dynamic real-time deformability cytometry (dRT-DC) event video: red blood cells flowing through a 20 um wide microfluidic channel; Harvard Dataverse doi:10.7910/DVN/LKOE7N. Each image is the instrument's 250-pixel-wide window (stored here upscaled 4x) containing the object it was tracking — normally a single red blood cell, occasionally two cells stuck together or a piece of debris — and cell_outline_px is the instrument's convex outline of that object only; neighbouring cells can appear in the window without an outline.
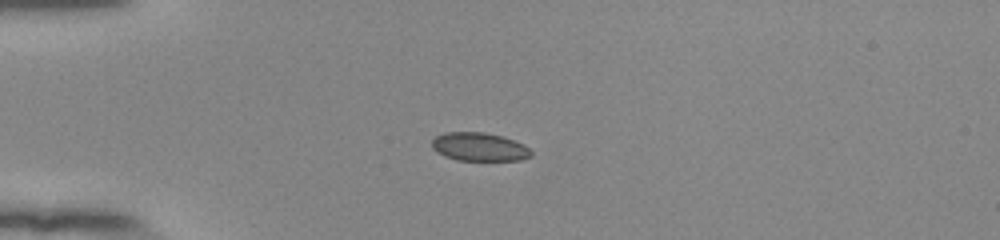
{"species": "human", "species_latin": "Homo sapiens", "temperature_condition": "room temperature", "stored_images_in_passage": 40, "camera_frame_rate_fps": 3000, "um_per_image_px": 0.085, "donor": {"sex": "female"}, "frame": {"image": 1, "passage_image": 1, "time_ms": 0.0, "image_size_px": [1000, 240], "cell_outline_px": [[532, 156], [520, 160], [456, 160], [444, 156], [436, 152], [432, 148], [432, 140], [436, 136], [444, 132], [484, 132], [504, 136], [524, 144], [532, 152]], "centroid_in_image_um": [40.73, 12.48], "position_along_channel_um": 44.3, "area_um2": 16.59}}
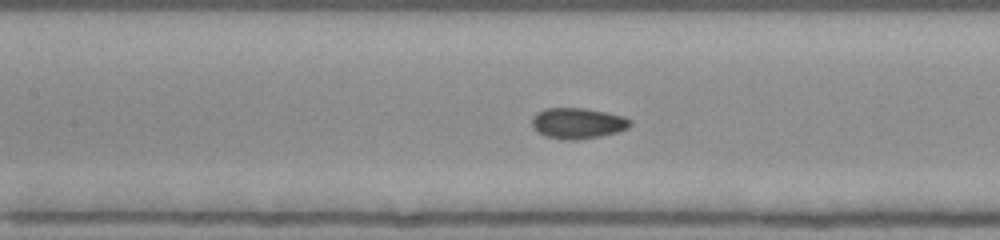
{"frame": {"image": 2, "passage_image": 12, "time_ms": 3.667, "image_size_px": [1000, 240], "cell_outline_px": [[632, 124], [628, 128], [616, 132], [600, 136], [576, 140], [564, 140], [544, 136], [536, 132], [532, 128], [532, 120], [536, 112], [544, 108], [584, 108], [608, 112], [624, 116], [632, 120]], "centroid_in_image_um": [49.09, 10.47], "position_along_channel_um": 158.3, "area_um2": 17.92}}
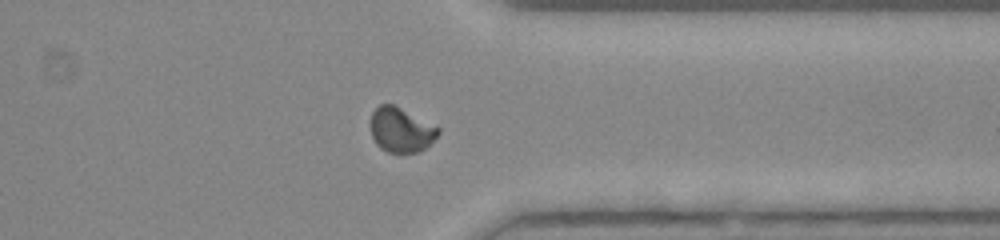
{"frame": {"image": 3, "passage_image": 29, "time_ms": 9.333, "image_size_px": [1000, 240], "cell_outline_px": [[440, 132], [420, 152], [388, 152], [380, 148], [376, 144], [372, 136], [372, 112], [380, 104], [392, 104], [440, 128]], "centroid_in_image_um": [34.07, 11.05], "position_along_channel_um": 377.3, "area_um2": 17.11}}